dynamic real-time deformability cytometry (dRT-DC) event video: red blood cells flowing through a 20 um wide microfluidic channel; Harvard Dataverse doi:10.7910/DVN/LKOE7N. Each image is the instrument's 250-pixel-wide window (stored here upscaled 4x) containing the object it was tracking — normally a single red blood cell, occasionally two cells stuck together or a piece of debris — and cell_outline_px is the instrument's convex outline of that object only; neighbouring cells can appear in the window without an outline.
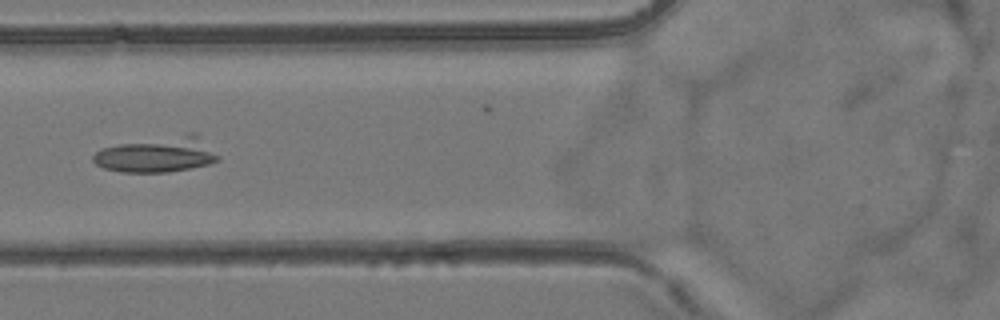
{"species": "common noctule bat (a hibernating species)", "species_latin": "Nyctalus noctula", "temperature_condition": "room temperature", "stored_images_in_passage": 7, "camera_frame_rate_fps": 3000, "um_per_image_px": 0.085, "animal": {"sex": "female", "body_mass_g": 24.6, "forearm_length_mm": 56.2}, "frame": {"image": 1, "passage_image": 5, "time_ms": 4.667, "image_size_px": [1000, 320], "cell_outline_px": [[220, 160], [208, 164], [168, 172], [120, 172], [104, 168], [96, 164], [92, 160], [92, 156], [100, 148], [120, 144], [188, 132], [196, 132], [220, 156]], "centroid_in_image_um": [13.39, 13.12], "position_along_channel_um": 112.4, "area_um2": 25.89}}
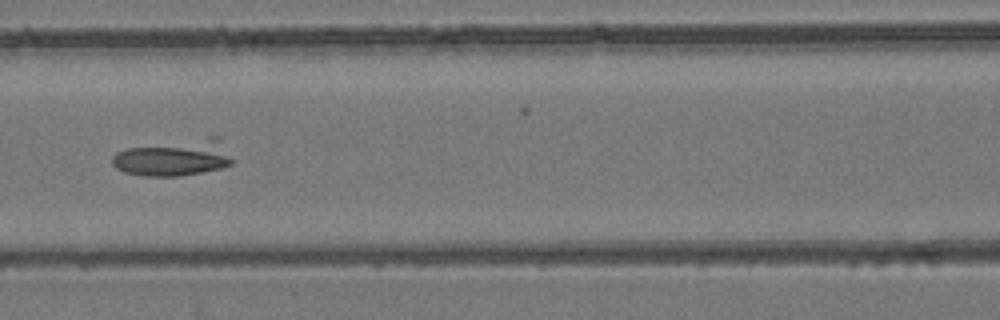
{"frame": {"image": 2, "passage_image": 6, "time_ms": 5.667, "image_size_px": [1000, 320], "cell_outline_px": [[232, 164], [220, 168], [180, 176], [144, 176], [124, 172], [116, 168], [112, 164], [112, 156], [116, 152], [128, 148], [208, 136], [220, 136], [232, 160]], "centroid_in_image_um": [14.8, 13.4], "position_along_channel_um": 151.8, "area_um2": 25.49}}